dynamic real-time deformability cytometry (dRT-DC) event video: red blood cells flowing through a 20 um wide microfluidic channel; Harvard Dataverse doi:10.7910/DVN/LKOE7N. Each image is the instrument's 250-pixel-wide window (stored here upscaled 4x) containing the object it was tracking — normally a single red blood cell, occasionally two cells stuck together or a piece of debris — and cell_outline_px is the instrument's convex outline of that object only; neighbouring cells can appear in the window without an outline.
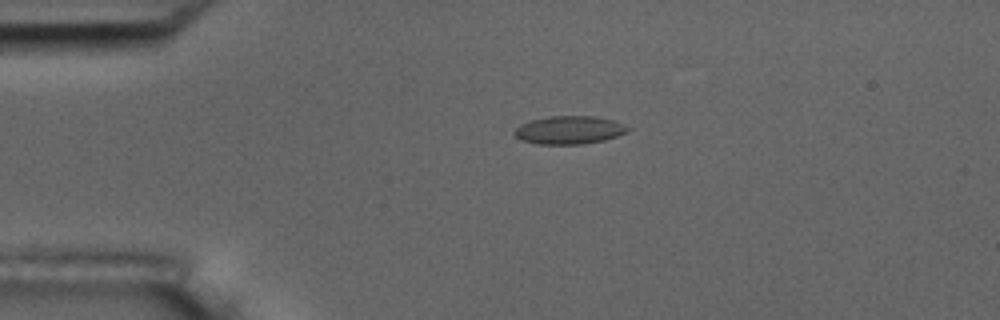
{"species": "common noctule bat (a hibernating species)", "species_latin": "Nyctalus noctula", "temperature_condition": "room temperature", "stored_images_in_passage": 5, "camera_frame_rate_fps": 3000, "um_per_image_px": 0.085, "animal": {"sex": "male", "body_mass_g": 17.5, "forearm_length_mm": 52.3}, "frame": {"image": 1, "passage_image": 4, "time_ms": 3.333, "image_size_px": [1000, 320], "cell_outline_px": [[632, 128], [616, 136], [604, 140], [584, 144], [536, 144], [520, 140], [512, 132], [520, 124], [532, 120], [548, 116], [596, 116], [612, 120], [624, 124]], "centroid_in_image_um": [48.36, 11.05], "position_along_channel_um": 36.6, "area_um2": 18.61}}